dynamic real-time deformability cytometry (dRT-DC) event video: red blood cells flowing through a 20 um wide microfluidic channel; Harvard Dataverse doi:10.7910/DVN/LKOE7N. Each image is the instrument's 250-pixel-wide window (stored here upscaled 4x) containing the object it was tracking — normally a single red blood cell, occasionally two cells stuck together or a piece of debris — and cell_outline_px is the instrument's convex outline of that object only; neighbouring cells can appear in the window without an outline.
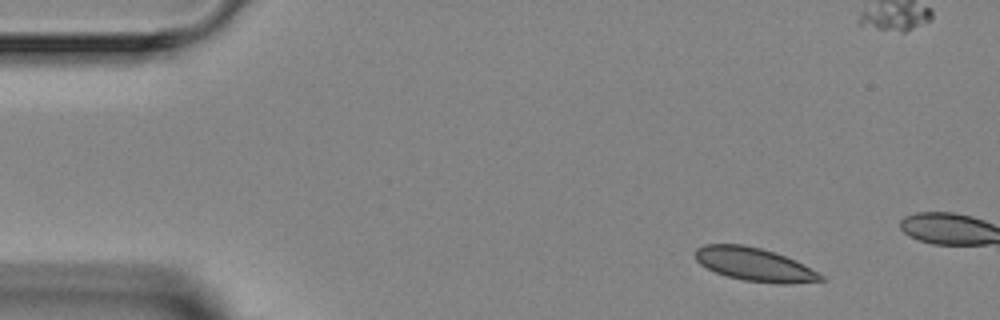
{"species": "Egyptian fruit bat (a non-hibernating species)", "species_latin": "Rousettus aegyptiacus", "temperature_condition": "room temperature", "stored_images_in_passage": 2, "camera_frame_rate_fps": 3000, "um_per_image_px": 0.085, "animal": {"sex": "female"}, "frame": {"image": 1, "passage_image": 2, "time_ms": 2.0, "image_size_px": [1000, 320], "cell_outline_px": [[824, 280], [792, 284], [776, 284], [744, 280], [728, 276], [716, 272], [700, 264], [696, 260], [696, 248], [704, 244], [744, 244], [776, 252], [796, 260], [824, 276]], "centroid_in_image_um": [64.15, 22.47], "position_along_channel_um": 20.9, "area_um2": 24.39}}